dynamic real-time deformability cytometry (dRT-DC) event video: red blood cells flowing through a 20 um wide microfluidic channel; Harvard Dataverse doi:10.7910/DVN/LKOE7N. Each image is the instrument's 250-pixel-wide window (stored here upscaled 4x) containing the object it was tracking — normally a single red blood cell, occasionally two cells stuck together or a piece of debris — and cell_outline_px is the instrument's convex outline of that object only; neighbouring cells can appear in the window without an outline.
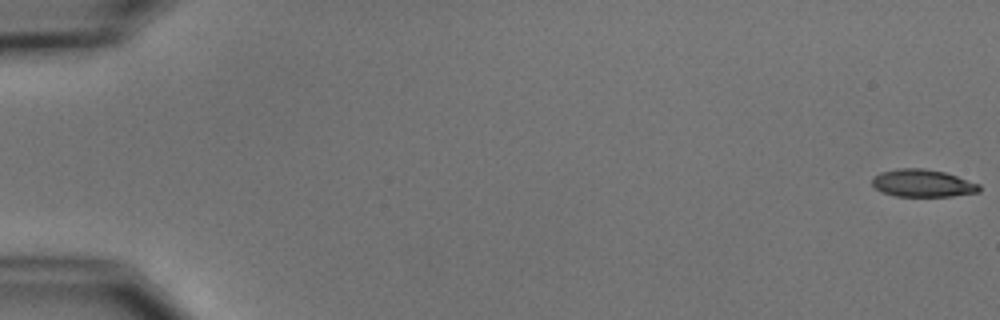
{"species": "common noctule bat (a hibernating species)", "species_latin": "Nyctalus noctula", "temperature_condition": "cold", "stored_images_in_passage": 14, "camera_frame_rate_fps": 3000, "um_per_image_px": 0.085, "animal": {"sex": "male", "body_mass_g": 15.6}, "frame": {"image": 1, "passage_image": 1, "time_ms": 0.0, "image_size_px": [1000, 320], "cell_outline_px": [[980, 192], [952, 196], [896, 196], [880, 192], [872, 184], [872, 176], [880, 172], [896, 168], [924, 168], [944, 172], [980, 184]], "centroid_in_image_um": [78.39, 15.57], "position_along_channel_um": 6.6, "area_um2": 17.28}}
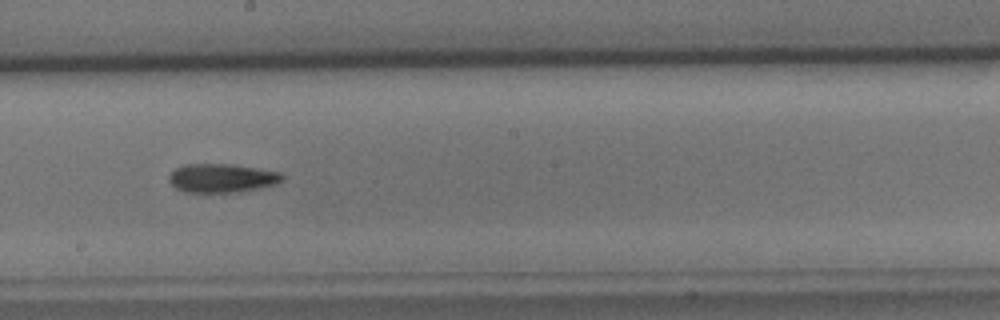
{"frame": {"image": 2, "passage_image": 9, "time_ms": 10.333, "image_size_px": [1000, 320], "cell_outline_px": [[284, 176], [280, 180], [272, 184], [256, 188], [236, 192], [184, 192], [176, 188], [168, 180], [168, 176], [176, 168], [184, 164], [232, 164], [280, 172]], "centroid_in_image_um": [18.79, 15.13], "position_along_channel_um": 229.4, "area_um2": 18.67}}
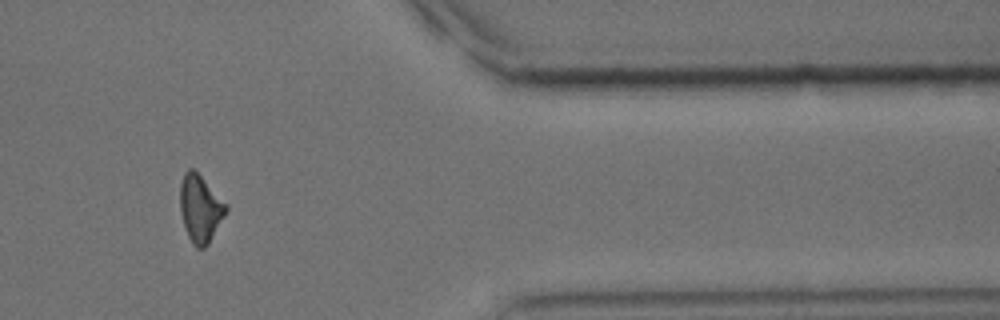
{"frame": {"image": 3, "passage_image": 13, "time_ms": 15.333, "image_size_px": [1000, 320], "cell_outline_px": [[228, 208], [224, 216], [208, 244], [204, 248], [196, 248], [192, 244], [188, 236], [180, 212], [180, 184], [184, 172], [188, 168], [192, 168], [228, 204]], "centroid_in_image_um": [17.01, 17.73], "position_along_channel_um": 394.4, "area_um2": 17.86}, "authors_computed_cell_mechanics": {"area_um2": 18.0914, "velocity_mm_per_s": 3.7274, "shape_relaxation_time_tau1_ms": 5.4533, "shape_relaxation_time_tau2_ms": 6.277, "deformation_change_tau1": 0.1568, "deformation_change_tau2": 0.1521}}